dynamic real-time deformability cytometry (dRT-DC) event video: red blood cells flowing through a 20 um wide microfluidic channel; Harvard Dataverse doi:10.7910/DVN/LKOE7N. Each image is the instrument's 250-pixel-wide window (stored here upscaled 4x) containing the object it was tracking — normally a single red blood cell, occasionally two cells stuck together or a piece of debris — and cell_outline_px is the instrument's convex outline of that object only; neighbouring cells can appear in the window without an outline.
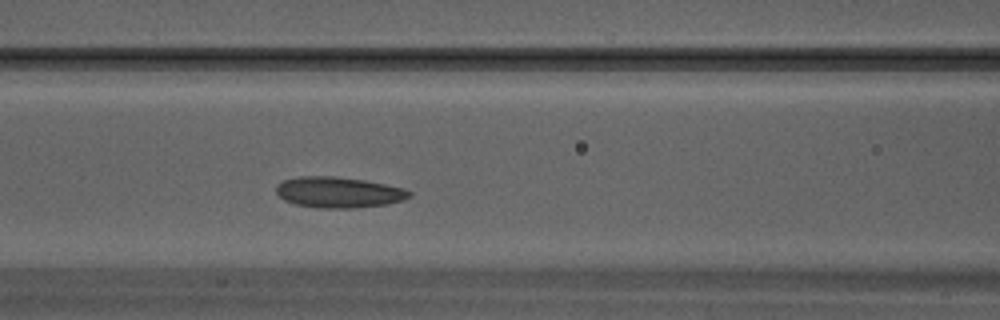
{"species": "Egyptian fruit bat (a non-hibernating species)", "species_latin": "Rousettus aegyptiacus", "temperature_condition": "warm", "stored_images_in_passage": 10, "camera_frame_rate_fps": 3000, "um_per_image_px": 0.085, "animal": {"sex": "male"}, "frame": {"image": 1, "passage_image": 6, "time_ms": 1.667, "image_size_px": [1000, 320], "cell_outline_px": [[412, 196], [404, 200], [388, 204], [352, 208], [320, 208], [296, 204], [284, 200], [276, 192], [276, 184], [284, 180], [296, 176], [332, 176], [364, 180], [404, 188], [412, 192]], "centroid_in_image_um": [28.79, 16.34], "position_along_channel_um": 137.8, "area_um2": 23.99}}